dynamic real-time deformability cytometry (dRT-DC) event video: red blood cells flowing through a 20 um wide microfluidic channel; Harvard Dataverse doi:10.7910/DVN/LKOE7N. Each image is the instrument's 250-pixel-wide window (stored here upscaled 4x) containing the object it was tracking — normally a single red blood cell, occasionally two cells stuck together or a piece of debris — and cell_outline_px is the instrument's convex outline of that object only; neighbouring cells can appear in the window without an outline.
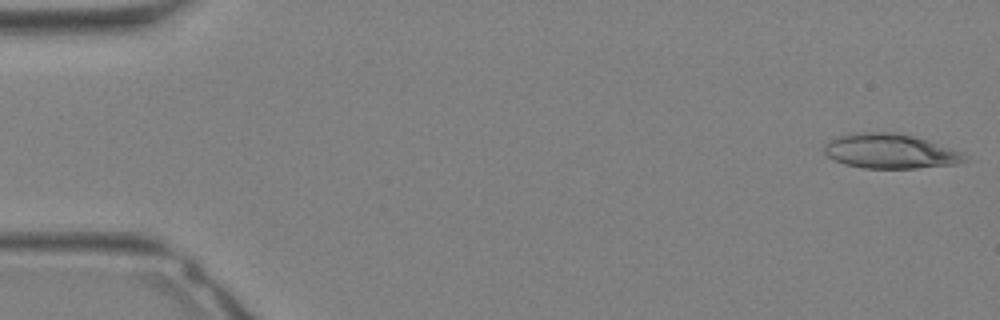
{"species": "Egyptian fruit bat (a non-hibernating species)", "species_latin": "Rousettus aegyptiacus", "temperature_condition": "warm", "stored_images_in_passage": 24, "camera_frame_rate_fps": 3000, "um_per_image_px": 0.085, "animal": {"sex": "female"}, "frame": {"image": 1, "passage_image": 1, "time_ms": 0.0, "image_size_px": [1000, 320], "cell_outline_px": [[972, 160], [956, 164], [916, 168], [864, 168], [844, 164], [828, 156], [824, 152], [824, 144], [836, 136], [852, 132], [884, 132], [912, 136], [928, 140], [964, 152]], "centroid_in_image_um": [75.71, 12.85], "position_along_channel_um": 9.3, "area_um2": 28.55}}
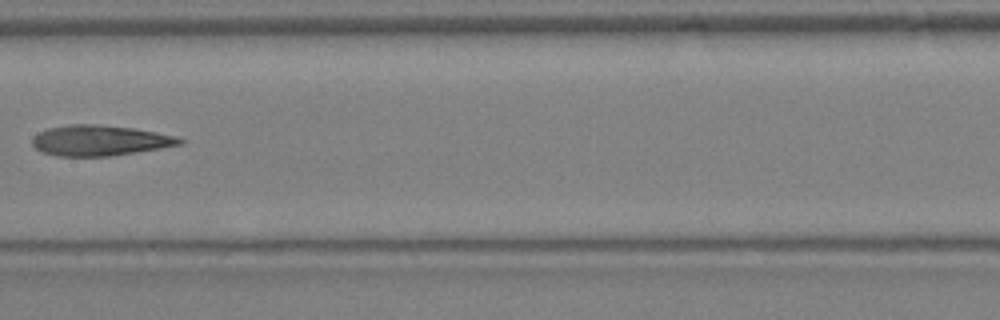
{"frame": {"image": 2, "passage_image": 17, "time_ms": 5.333, "image_size_px": [1000, 320], "cell_outline_px": [[184, 144], [136, 152], [108, 156], [56, 156], [40, 152], [32, 144], [32, 136], [48, 128], [72, 124], [92, 124], [132, 128], [156, 132], [176, 136], [184, 140]], "centroid_in_image_um": [8.46, 11.94], "position_along_channel_um": 198.9, "area_um2": 26.13}}
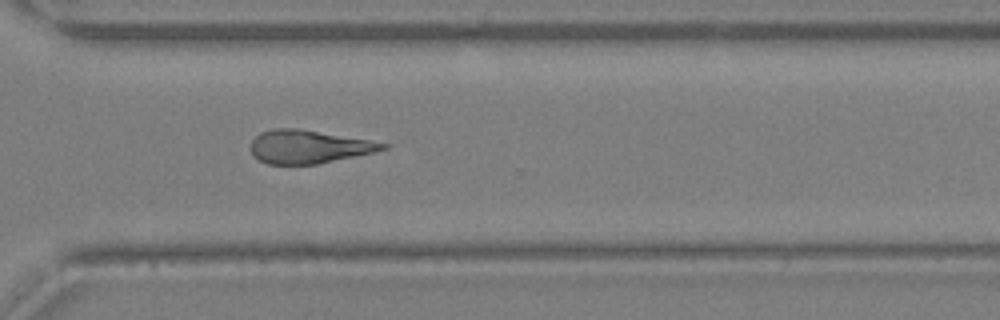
{"frame": {"image": 3, "passage_image": 24, "time_ms": 7.667, "image_size_px": [1000, 320], "cell_outline_px": [[388, 148], [376, 152], [316, 164], [268, 164], [252, 156], [248, 148], [252, 140], [260, 132], [276, 128], [296, 128], [368, 140], [388, 144]], "centroid_in_image_um": [26.18, 12.48], "position_along_channel_um": 344.4, "area_um2": 25.49}}